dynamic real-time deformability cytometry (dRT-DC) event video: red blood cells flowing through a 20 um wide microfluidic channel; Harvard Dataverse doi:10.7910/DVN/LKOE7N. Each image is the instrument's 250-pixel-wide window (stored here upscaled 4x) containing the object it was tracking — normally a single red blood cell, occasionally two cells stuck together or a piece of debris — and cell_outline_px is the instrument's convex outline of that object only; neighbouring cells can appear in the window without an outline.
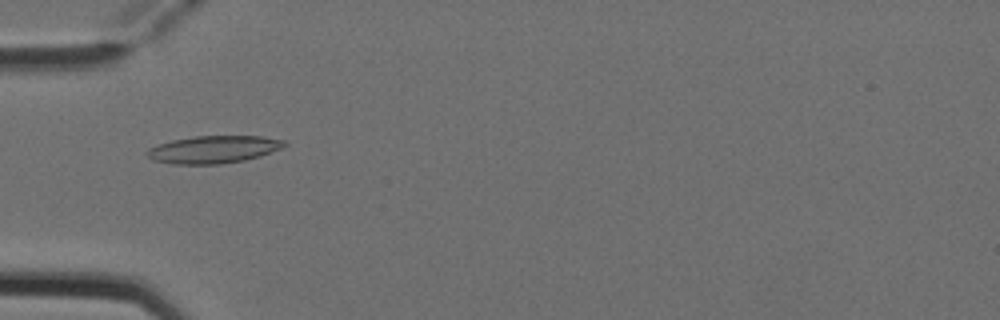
{"species": "Egyptian fruit bat (a non-hibernating species)", "species_latin": "Rousettus aegyptiacus", "temperature_condition": "cold", "stored_images_in_passage": 6, "camera_frame_rate_fps": 3000, "um_per_image_px": 0.085, "animal": {"sex": "female"}, "frame": {"image": 1, "passage_image": 4, "time_ms": 1.0, "image_size_px": [1000, 320], "cell_outline_px": [[288, 144], [280, 148], [260, 156], [244, 160], [220, 164], [172, 164], [152, 160], [144, 152], [148, 148], [172, 140], [196, 136], [260, 136], [284, 140]], "centroid_in_image_um": [18.12, 12.7], "position_along_channel_um": 66.9, "area_um2": 21.91}}
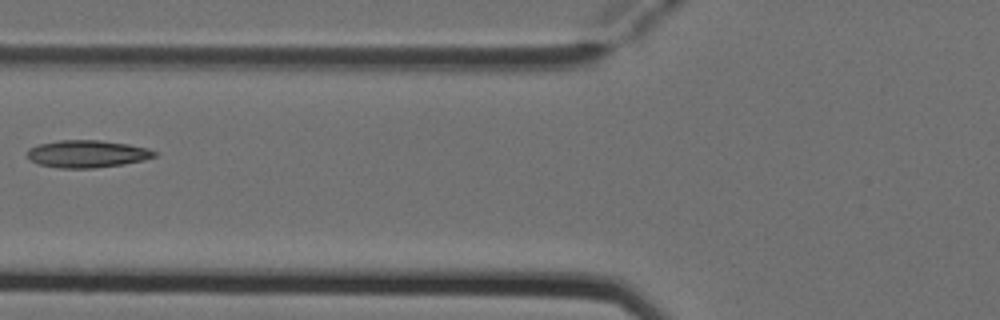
{"frame": {"image": 2, "passage_image": 5, "time_ms": 1.333, "image_size_px": [1000, 320], "cell_outline_px": [[156, 156], [144, 160], [124, 164], [96, 168], [60, 168], [40, 164], [32, 160], [28, 156], [28, 148], [40, 144], [60, 140], [100, 140], [128, 144], [148, 148], [156, 152]], "centroid_in_image_um": [7.44, 13.08], "position_along_channel_um": 118.4, "area_um2": 20.17}}
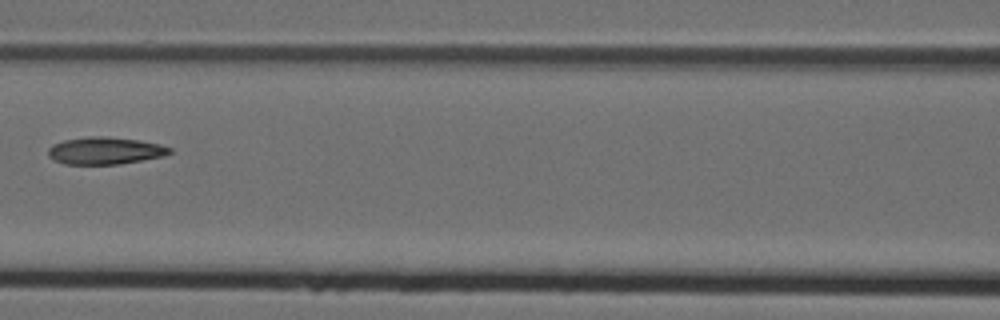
{"frame": {"image": 3, "passage_image": 6, "time_ms": 1.667, "image_size_px": [1000, 320], "cell_outline_px": [[172, 152], [164, 156], [120, 164], [64, 164], [52, 160], [48, 156], [48, 148], [52, 144], [64, 140], [88, 136], [104, 136], [136, 140], [160, 144], [172, 148]], "centroid_in_image_um": [8.9, 12.81], "position_along_channel_um": 157.7, "area_um2": 19.36}}